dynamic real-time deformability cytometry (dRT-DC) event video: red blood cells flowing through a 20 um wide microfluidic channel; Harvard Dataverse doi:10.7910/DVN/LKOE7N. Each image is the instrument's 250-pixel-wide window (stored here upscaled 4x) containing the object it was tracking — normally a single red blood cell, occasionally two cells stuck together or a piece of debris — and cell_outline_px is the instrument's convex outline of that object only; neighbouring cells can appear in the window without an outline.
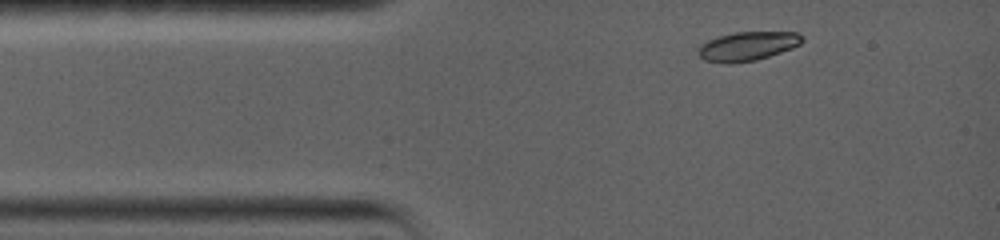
{"species": "common noctule bat (a hibernating species)", "species_latin": "Nyctalus noctula", "temperature_condition": "warm", "stored_images_in_passage": 21, "camera_frame_rate_fps": 5000, "um_per_image_px": 0.085, "animal": {"sex": "female", "body_mass_g": 19.0, "forearm_length_mm": 56.7}, "frame": {"image": 1, "passage_image": 1, "time_ms": 0.0, "image_size_px": [1000, 240], "cell_outline_px": [[804, 40], [800, 44], [792, 48], [756, 60], [732, 64], [724, 64], [704, 60], [696, 52], [700, 44], [708, 40], [720, 36], [736, 32], [796, 32], [804, 36]], "centroid_in_image_um": [63.52, 3.93], "position_along_channel_um": 21.5, "area_um2": 17.69}}
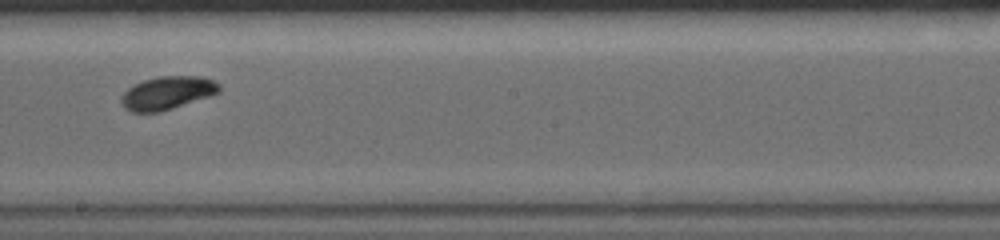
{"frame": {"image": 2, "passage_image": 12, "time_ms": 6.6, "image_size_px": [1000, 240], "cell_outline_px": [[220, 92], [160, 112], [132, 112], [124, 108], [120, 100], [120, 96], [128, 88], [144, 80], [160, 76], [200, 76], [212, 80], [220, 84]], "centroid_in_image_um": [14.19, 7.9], "position_along_channel_um": 234.0, "area_um2": 18.73}}
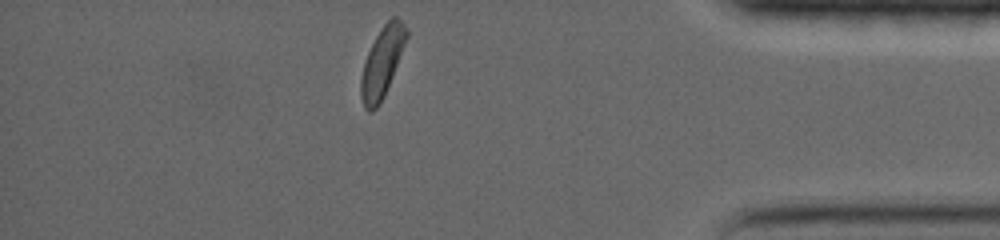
{"frame": {"image": 3, "passage_image": 21, "time_ms": 12.0, "image_size_px": [1000, 240], "cell_outline_px": [[408, 36], [384, 96], [380, 104], [372, 112], [368, 112], [364, 108], [360, 96], [360, 80], [364, 60], [376, 36], [384, 24], [392, 16], [396, 16], [404, 24], [408, 32]], "centroid_in_image_um": [32.46, 5.32], "position_along_channel_um": 402.7, "area_um2": 18.44}, "authors_computed_cell_mechanics": {"area_um2": 18.4382, "velocity_mm_per_s": 3.7444, "shape_relaxation_time_tau1_ms": 3.5704, "shape_relaxation_time_tau2_ms": null, "deformation_change_tau1": 0.1289, "deformation_change_tau2": null}}